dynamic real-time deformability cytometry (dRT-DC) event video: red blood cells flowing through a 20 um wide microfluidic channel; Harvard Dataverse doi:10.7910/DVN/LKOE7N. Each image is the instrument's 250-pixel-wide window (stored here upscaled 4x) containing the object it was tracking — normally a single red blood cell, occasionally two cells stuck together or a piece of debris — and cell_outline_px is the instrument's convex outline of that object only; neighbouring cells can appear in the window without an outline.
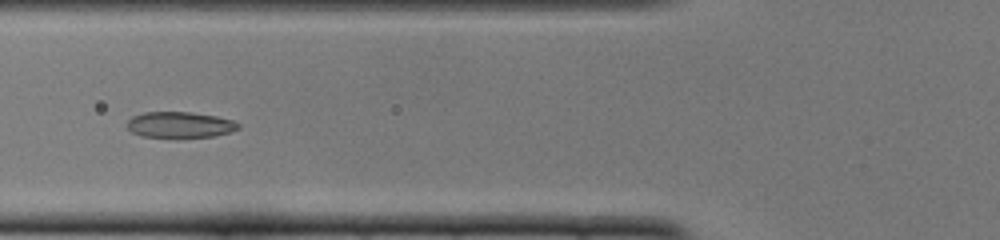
{"species": "common noctule bat (a hibernating species)", "species_latin": "Nyctalus noctula", "temperature_condition": "cold", "stored_images_in_passage": 37, "camera_frame_rate_fps": 3000, "um_per_image_px": 0.085, "animal": {"sex": "female", "body_mass_g": 22.0, "forearm_length_mm": 56.7}, "frame": {"image": 1, "passage_image": 5, "time_ms": 1.333, "image_size_px": [1000, 240], "cell_outline_px": [[240, 128], [228, 132], [212, 136], [144, 136], [132, 132], [128, 128], [128, 120], [132, 116], [144, 112], [192, 112], [216, 116], [232, 120], [240, 124]], "centroid_in_image_um": [15.29, 10.58], "position_along_channel_um": 110.5, "area_um2": 16.36}}
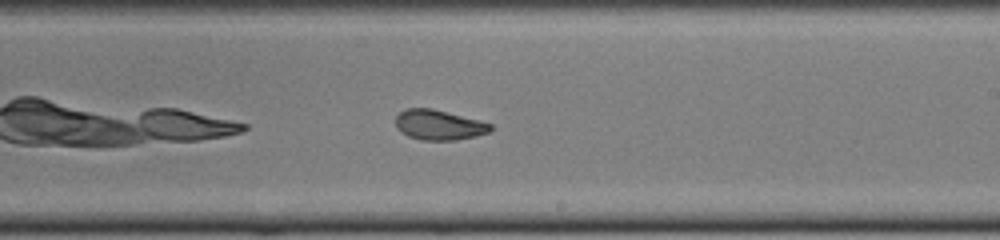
{"frame": {"image": 2, "passage_image": 16, "time_ms": 5.0, "image_size_px": [1000, 240], "cell_outline_px": [[492, 128], [488, 132], [456, 140], [424, 140], [408, 136], [400, 132], [396, 128], [396, 116], [400, 112], [408, 108], [432, 108], [492, 124]], "centroid_in_image_um": [37.25, 10.61], "position_along_channel_um": 251.7, "area_um2": 16.36}}
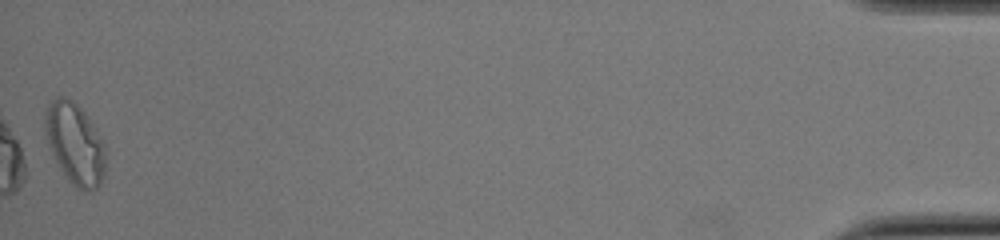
{"frame": {"image": 3, "passage_image": 37, "time_ms": 12.0, "image_size_px": [1000, 240], "cell_outline_px": [[104, 172], [100, 184], [96, 188], [88, 192], [76, 188], [68, 180], [56, 160], [48, 140], [44, 128], [44, 112], [48, 104], [56, 96], [64, 96], [72, 100], [84, 112], [92, 124], [104, 148]], "centroid_in_image_um": [6.34, 12.2], "position_along_channel_um": 428.9, "area_um2": 27.98}, "authors_computed_cell_mechanics": {"area_um2": 17.34, "velocity_mm_per_s": 3.8608, "shape_relaxation_time_tau1_ms": 5.1909, "shape_relaxation_time_tau2_ms": 1.6868, "deformation_change_tau1": 0.1608, "deformation_change_tau2": 0.0701}}